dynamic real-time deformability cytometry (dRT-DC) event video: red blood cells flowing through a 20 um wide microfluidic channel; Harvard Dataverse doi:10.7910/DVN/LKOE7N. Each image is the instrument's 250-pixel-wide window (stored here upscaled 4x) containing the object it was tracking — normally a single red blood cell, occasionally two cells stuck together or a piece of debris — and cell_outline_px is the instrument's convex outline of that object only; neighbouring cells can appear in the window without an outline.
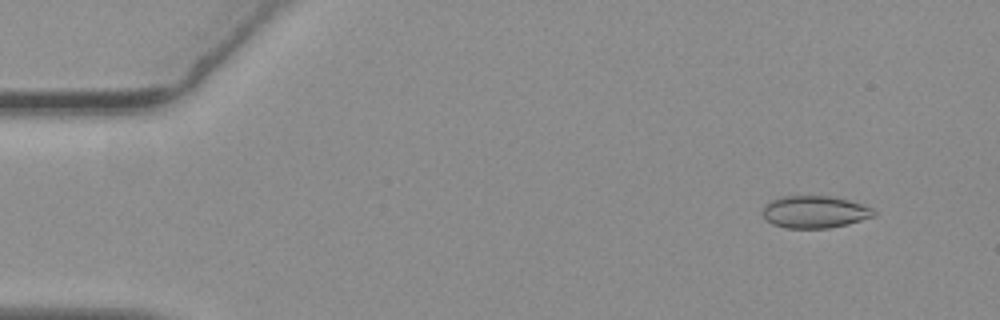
{"species": "common noctule bat (a hibernating species)", "species_latin": "Nyctalus noctula", "temperature_condition": "warm", "stored_images_in_passage": 52, "camera_frame_rate_fps": 3000, "um_per_image_px": 0.085, "animal": {"sex": "female", "body_mass_g": 19.3, "forearm_length_mm": 54.1}, "frame": {"image": 1, "passage_image": 1, "time_ms": 0.0, "image_size_px": [1000, 320], "cell_outline_px": [[876, 216], [848, 224], [828, 228], [784, 228], [772, 224], [764, 216], [764, 204], [780, 196], [828, 196], [848, 200], [872, 208], [876, 212]], "centroid_in_image_um": [69.26, 18.02], "position_along_channel_um": 15.7, "area_um2": 20.81}}
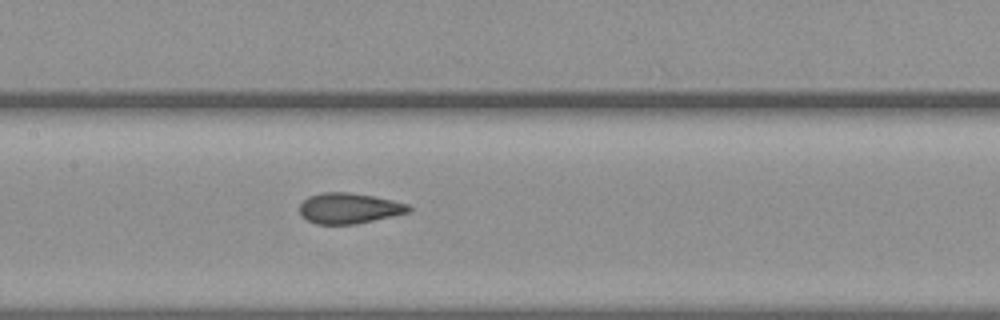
{"frame": {"image": 2, "passage_image": 23, "time_ms": 7.333, "image_size_px": [1000, 320], "cell_outline_px": [[412, 208], [408, 212], [392, 216], [356, 224], [316, 224], [308, 220], [300, 212], [300, 204], [308, 196], [324, 192], [348, 192], [372, 196], [392, 200], [408, 204]], "centroid_in_image_um": [29.67, 17.7], "position_along_channel_um": 177.7, "area_um2": 19.25}}
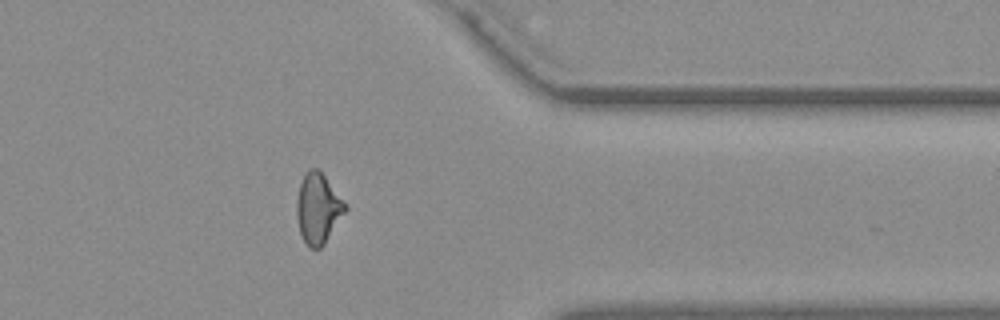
{"frame": {"image": 3, "passage_image": 41, "time_ms": 13.333, "image_size_px": [1000, 320], "cell_outline_px": [[348, 208], [324, 244], [320, 248], [312, 248], [304, 240], [300, 232], [296, 216], [296, 200], [300, 184], [308, 168], [316, 168], [324, 176]], "centroid_in_image_um": [27.01, 17.72], "position_along_channel_um": 384.4, "area_um2": 19.36}, "authors_computed_cell_mechanics": {"area_um2": 19.7387, "velocity_mm_per_s": 3.6776, "shape_relaxation_time_tau1_ms": null, "shape_relaxation_time_tau2_ms": 1.2703, "deformation_change_tau1": null, "deformation_change_tau2": 0.0629}}